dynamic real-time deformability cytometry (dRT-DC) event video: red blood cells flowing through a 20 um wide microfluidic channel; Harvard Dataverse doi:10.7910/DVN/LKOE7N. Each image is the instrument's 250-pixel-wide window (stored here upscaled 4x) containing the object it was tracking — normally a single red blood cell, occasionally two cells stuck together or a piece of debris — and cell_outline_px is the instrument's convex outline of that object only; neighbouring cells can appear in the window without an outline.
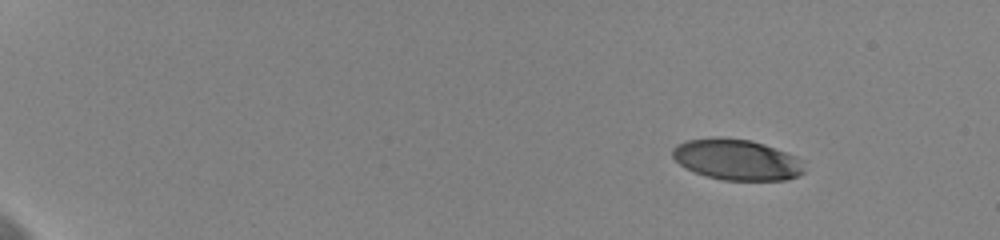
{"species": "human", "species_latin": "Homo sapiens", "temperature_condition": "cold", "stored_images_in_passage": 52, "camera_frame_rate_fps": 3000, "um_per_image_px": 0.085, "donor": {"sex": "female"}, "frame": {"image": 1, "passage_image": 1, "time_ms": 0.0, "image_size_px": [1000, 240], "cell_outline_px": [[804, 172], [796, 176], [784, 180], [724, 180], [708, 176], [696, 172], [680, 164], [672, 156], [672, 148], [676, 144], [688, 140], [712, 136], [716, 136], [752, 140], [764, 144], [796, 156]], "centroid_in_image_um": [62.57, 13.54], "position_along_channel_um": 22.4, "area_um2": 31.1}}
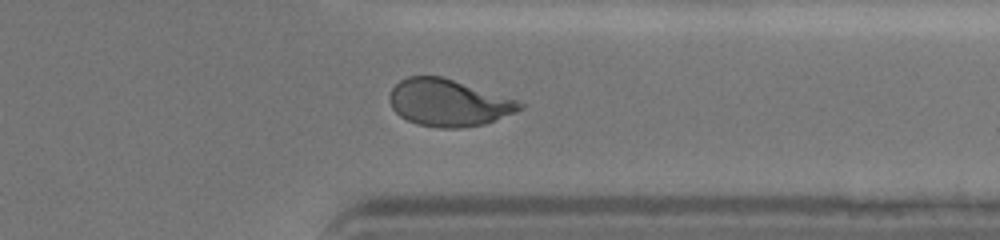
{"frame": {"image": 2, "passage_image": 42, "time_ms": 13.667, "image_size_px": [1000, 240], "cell_outline_px": [[524, 108], [516, 112], [484, 124], [460, 128], [440, 128], [416, 124], [400, 116], [392, 108], [388, 100], [388, 96], [392, 88], [400, 80], [408, 76], [444, 76], [516, 100], [524, 104]], "centroid_in_image_um": [38.09, 8.73], "position_along_channel_um": 373.3, "area_um2": 35.72}}
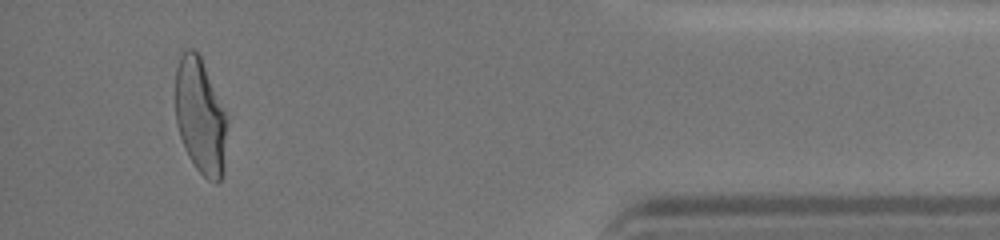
{"frame": {"image": 3, "passage_image": 49, "time_ms": 16.0, "image_size_px": [1000, 240], "cell_outline_px": [[224, 172], [220, 180], [216, 184], [208, 180], [196, 168], [188, 156], [180, 136], [176, 124], [176, 68], [180, 56], [188, 48], [192, 48], [200, 56], [224, 108]], "centroid_in_image_um": [16.99, 9.89], "position_along_channel_um": 418.2, "area_um2": 34.1}, "authors_computed_cell_mechanics": {"area_um2": 35.0268, "velocity_mm_per_s": 3.6254, "shape_relaxation_time_tau1_ms": 3.833, "shape_relaxation_time_tau2_ms": 1.1641, "deformation_change_tau1": 0.1762, "deformation_change_tau2": 0.0709}}